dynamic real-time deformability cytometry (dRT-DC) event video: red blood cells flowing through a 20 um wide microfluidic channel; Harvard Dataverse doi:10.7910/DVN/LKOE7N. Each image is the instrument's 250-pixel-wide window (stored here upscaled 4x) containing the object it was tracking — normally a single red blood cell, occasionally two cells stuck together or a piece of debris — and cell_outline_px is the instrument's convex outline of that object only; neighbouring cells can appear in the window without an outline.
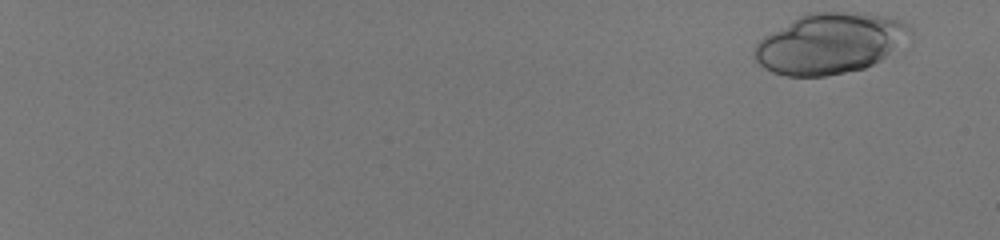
{"species": "human", "species_latin": "Homo sapiens", "temperature_condition": "room temperature", "stored_images_in_passage": 54, "camera_frame_rate_fps": 3000, "um_per_image_px": 0.085, "donor": {"sex": "male"}, "frame": {"image": 1, "passage_image": 1, "time_ms": 0.0, "image_size_px": [1000, 240], "cell_outline_px": [[912, 40], [880, 60], [864, 68], [824, 76], [784, 76], [772, 72], [764, 68], [752, 56], [752, 52], [756, 44], [764, 36], [792, 20], [808, 12], [864, 12], [884, 16], [900, 20], [908, 24], [912, 28]], "centroid_in_image_um": [70.59, 3.68], "position_along_channel_um": 14.4, "area_um2": 55.37}}
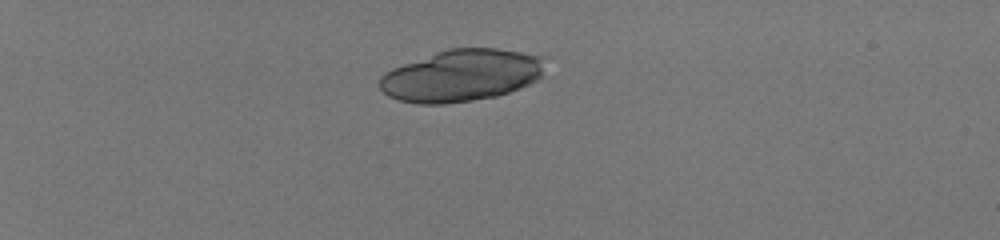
{"frame": {"image": 2, "passage_image": 16, "time_ms": 5.0, "image_size_px": [1000, 240], "cell_outline_px": [[544, 56], [540, 76], [536, 80], [520, 88], [496, 96], [472, 100], [444, 104], [416, 104], [400, 100], [388, 96], [380, 88], [380, 76], [384, 72], [392, 68], [436, 52], [448, 48], [496, 48]], "centroid_in_image_um": [39.18, 6.42], "position_along_channel_um": 45.8, "area_um2": 49.82}}
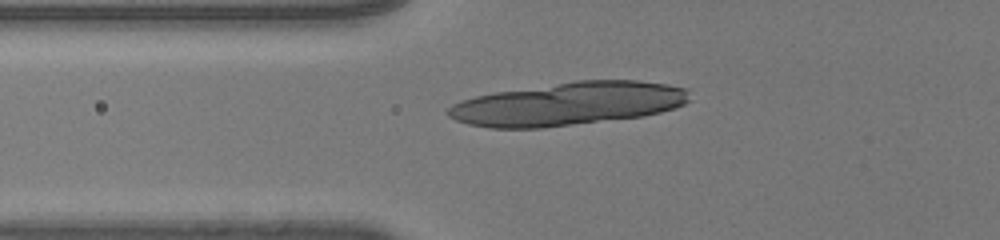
{"frame": {"image": 3, "passage_image": 24, "time_ms": 7.667, "image_size_px": [1000, 240], "cell_outline_px": [[692, 100], [684, 104], [660, 112], [644, 116], [544, 128], [492, 128], [468, 124], [456, 120], [448, 116], [448, 108], [452, 104], [476, 96], [496, 92], [576, 80], [636, 80], [664, 84], [688, 88]], "centroid_in_image_um": [48.33, 8.82], "position_along_channel_um": 77.5, "area_um2": 60.69}}